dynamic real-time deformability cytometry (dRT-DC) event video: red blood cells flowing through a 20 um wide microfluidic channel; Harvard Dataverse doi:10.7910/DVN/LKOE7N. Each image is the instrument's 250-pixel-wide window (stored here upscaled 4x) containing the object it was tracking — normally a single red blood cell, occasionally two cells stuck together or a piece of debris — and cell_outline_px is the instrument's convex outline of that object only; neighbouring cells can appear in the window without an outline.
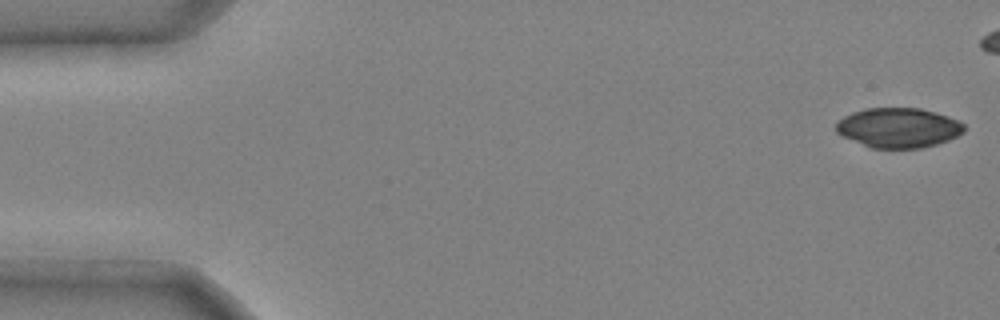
{"species": "common noctule bat (a hibernating species)", "species_latin": "Nyctalus noctula", "temperature_condition": "cold", "stored_images_in_passage": 43, "camera_frame_rate_fps": 3000, "um_per_image_px": 0.085, "animal": {"sex": "male", "body_mass_g": 20.4}, "frame": {"image": 1, "passage_image": 1, "time_ms": 0.0, "image_size_px": [1000, 320], "cell_outline_px": [[964, 132], [948, 140], [936, 144], [920, 148], [872, 148], [844, 136], [836, 132], [836, 124], [844, 116], [852, 112], [864, 108], [920, 108], [936, 112], [960, 120], [964, 124]], "centroid_in_image_um": [76.39, 10.85], "position_along_channel_um": 8.6, "area_um2": 29.59}}